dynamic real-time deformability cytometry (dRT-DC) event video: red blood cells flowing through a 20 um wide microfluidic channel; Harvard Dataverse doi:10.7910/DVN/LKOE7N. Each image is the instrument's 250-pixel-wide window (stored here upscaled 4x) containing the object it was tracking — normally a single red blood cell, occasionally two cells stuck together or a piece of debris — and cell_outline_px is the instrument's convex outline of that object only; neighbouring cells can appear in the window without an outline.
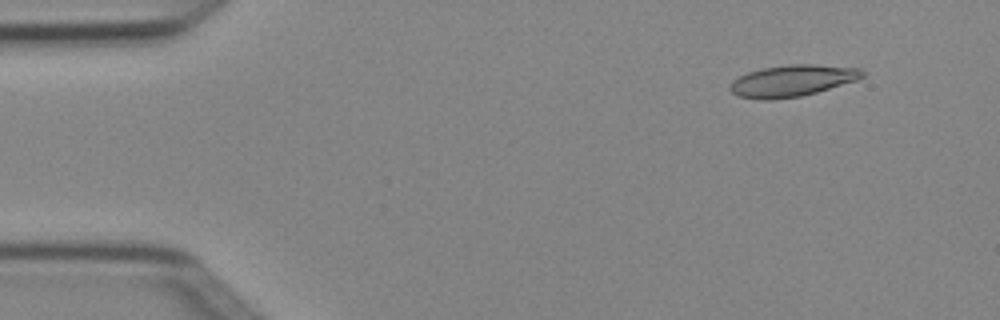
{"species": "Egyptian fruit bat (a non-hibernating species)", "species_latin": "Rousettus aegyptiacus", "temperature_condition": "cold", "stored_images_in_passage": 6, "camera_frame_rate_fps": 3000, "um_per_image_px": 0.085, "animal": {"sex": "female"}, "frame": {"image": 1, "passage_image": 2, "time_ms": 0.333, "image_size_px": [1000, 320], "cell_outline_px": [[864, 76], [856, 80], [816, 92], [800, 96], [772, 100], [764, 100], [740, 96], [732, 92], [728, 88], [728, 84], [732, 80], [748, 72], [764, 68], [788, 64], [816, 64], [860, 68], [864, 72]], "centroid_in_image_um": [67.32, 6.85], "position_along_channel_um": 17.7, "area_um2": 24.22}}
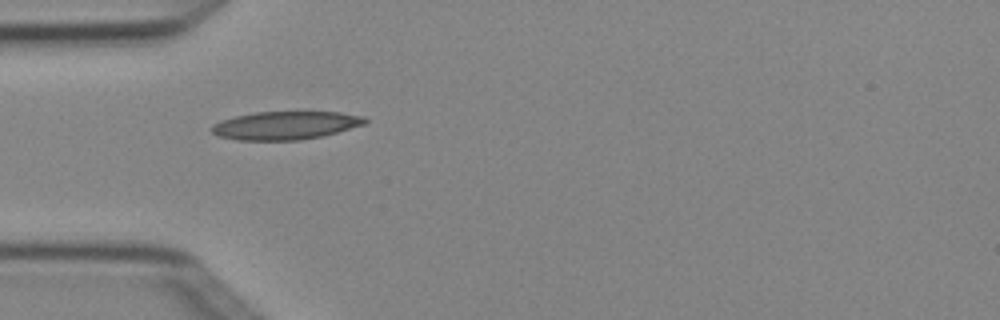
{"frame": {"image": 2, "passage_image": 5, "time_ms": 1.333, "image_size_px": [1000, 320], "cell_outline_px": [[368, 120], [364, 124], [324, 136], [300, 140], [236, 140], [220, 136], [212, 132], [212, 124], [220, 120], [236, 116], [256, 112], [340, 112], [364, 116]], "centroid_in_image_um": [24.27, 10.66], "position_along_channel_um": 60.7, "area_um2": 25.14}}
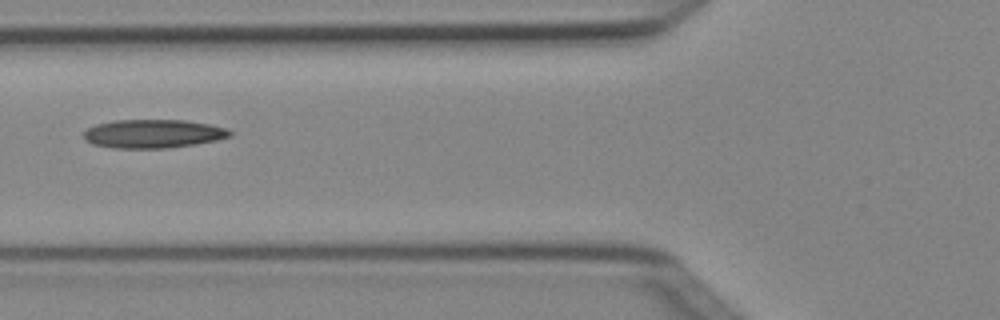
{"frame": {"image": 3, "passage_image": 6, "time_ms": 1.667, "image_size_px": [1000, 320], "cell_outline_px": [[232, 136], [216, 140], [196, 144], [168, 148], [112, 148], [92, 144], [84, 140], [84, 132], [88, 128], [96, 124], [116, 120], [184, 120], [212, 124], [224, 128], [232, 132]], "centroid_in_image_um": [13.01, 11.37], "position_along_channel_um": 112.8, "area_um2": 24.45}}